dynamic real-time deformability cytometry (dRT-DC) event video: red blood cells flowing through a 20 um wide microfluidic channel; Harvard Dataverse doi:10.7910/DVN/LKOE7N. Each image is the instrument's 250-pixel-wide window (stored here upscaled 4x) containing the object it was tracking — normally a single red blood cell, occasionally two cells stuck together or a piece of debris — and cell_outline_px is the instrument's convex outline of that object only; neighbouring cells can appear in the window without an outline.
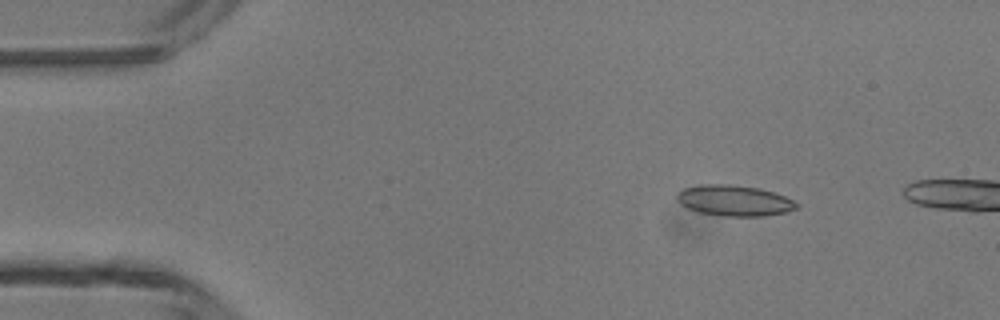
{"species": "common noctule bat (a hibernating species)", "species_latin": "Nyctalus noctula", "temperature_condition": "room temperature", "stored_images_in_passage": 3, "camera_frame_rate_fps": 3000, "um_per_image_px": 0.085, "animal": {"sex": "male", "body_mass_g": 13.3}, "frame": {"image": 1, "passage_image": 2, "time_ms": 1.333, "image_size_px": [1000, 320], "cell_outline_px": [[800, 204], [796, 208], [788, 212], [764, 216], [724, 216], [700, 212], [688, 208], [680, 204], [676, 200], [676, 196], [684, 188], [700, 184], [732, 184], [760, 188], [784, 196]], "centroid_in_image_um": [62.42, 17.04], "position_along_channel_um": 22.6, "area_um2": 21.5}}